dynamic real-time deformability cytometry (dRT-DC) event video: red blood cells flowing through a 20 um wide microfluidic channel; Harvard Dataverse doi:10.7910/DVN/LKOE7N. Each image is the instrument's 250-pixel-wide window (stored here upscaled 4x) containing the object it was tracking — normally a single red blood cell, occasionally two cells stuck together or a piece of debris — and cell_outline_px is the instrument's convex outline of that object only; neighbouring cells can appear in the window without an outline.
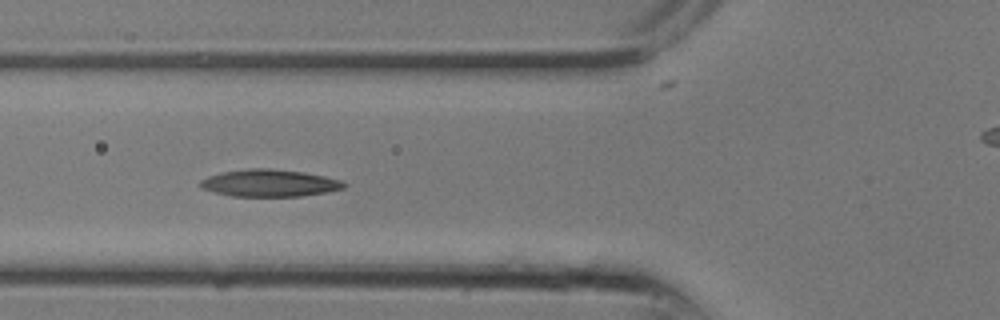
{"species": "common noctule bat (a hibernating species)", "species_latin": "Nyctalus noctula", "temperature_condition": "room temperature", "stored_images_in_passage": 11, "camera_frame_rate_fps": 3000, "um_per_image_px": 0.085, "animal": {"sex": "male", "body_mass_g": 13.3}, "frame": {"image": 1, "passage_image": 7, "time_ms": 2.0, "image_size_px": [1000, 320], "cell_outline_px": [[348, 184], [344, 188], [328, 192], [300, 196], [232, 196], [200, 188], [200, 180], [208, 176], [220, 172], [248, 168], [272, 168], [304, 172], [324, 176], [340, 180]], "centroid_in_image_um": [22.91, 15.55], "position_along_channel_um": 102.9, "area_um2": 22.83}}
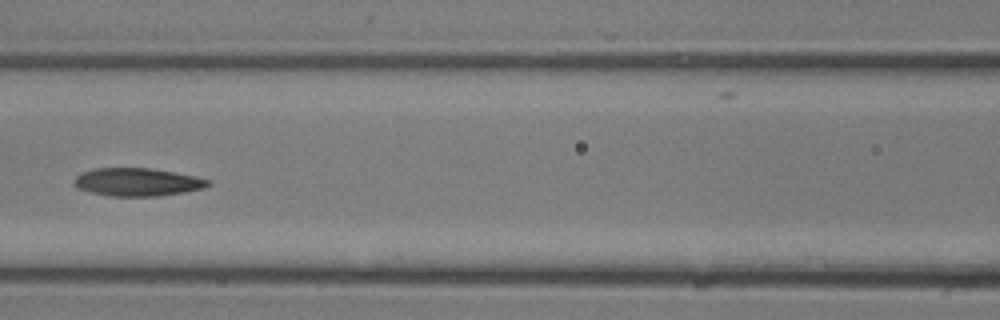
{"frame": {"image": 2, "passage_image": 9, "time_ms": 2.667, "image_size_px": [1000, 320], "cell_outline_px": [[212, 184], [204, 188], [184, 192], [156, 196], [112, 196], [92, 192], [76, 188], [72, 180], [76, 176], [92, 168], [148, 168], [196, 176], [208, 180]], "centroid_in_image_um": [11.66, 15.47], "position_along_channel_um": 154.9, "area_um2": 21.73}}